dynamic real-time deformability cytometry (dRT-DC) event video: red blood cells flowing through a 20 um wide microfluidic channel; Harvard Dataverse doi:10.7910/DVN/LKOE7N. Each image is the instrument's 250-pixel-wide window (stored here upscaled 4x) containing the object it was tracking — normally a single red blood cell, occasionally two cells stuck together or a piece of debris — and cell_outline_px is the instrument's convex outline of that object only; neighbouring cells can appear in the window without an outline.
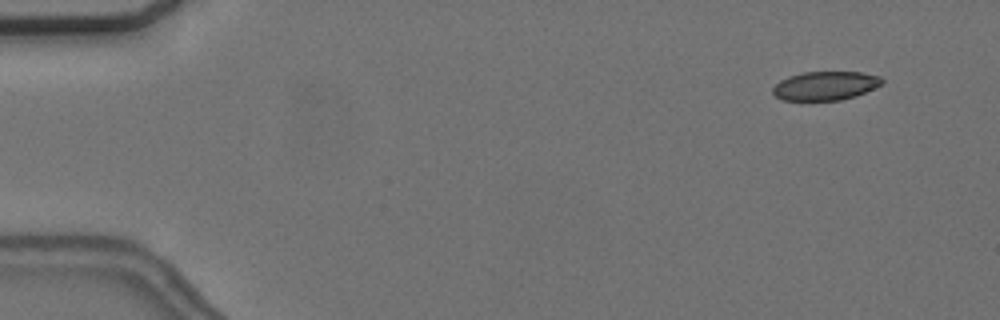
{"species": "common noctule bat (a hibernating species)", "species_latin": "Nyctalus noctula", "temperature_condition": "cold", "stored_images_in_passage": 9, "camera_frame_rate_fps": 3000, "um_per_image_px": 0.085, "animal": {"sex": "female", "body_mass_g": 24.6, "forearm_length_mm": 56.2}, "frame": {"image": 1, "passage_image": 1, "time_ms": 0.0, "image_size_px": [1000, 320], "cell_outline_px": [[884, 80], [880, 84], [856, 96], [840, 100], [784, 100], [776, 96], [772, 92], [772, 88], [780, 80], [788, 76], [804, 72], [860, 72], [880, 76]], "centroid_in_image_um": [70.12, 7.28], "position_along_channel_um": 14.9, "area_um2": 18.15}}